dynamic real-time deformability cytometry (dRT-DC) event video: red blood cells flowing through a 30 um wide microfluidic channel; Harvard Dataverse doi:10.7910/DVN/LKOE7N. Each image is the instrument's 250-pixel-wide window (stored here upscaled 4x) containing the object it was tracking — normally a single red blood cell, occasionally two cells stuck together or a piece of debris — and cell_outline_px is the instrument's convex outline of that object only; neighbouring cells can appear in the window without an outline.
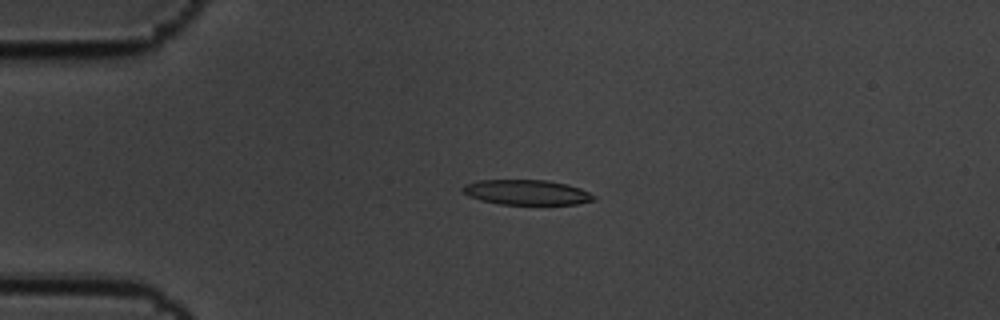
{"species": "common noctule bat (a hibernating species)", "species_latin": "Nyctalus noctula", "temperature_condition": "cold", "stored_images_in_passage": 6, "camera_frame_rate_fps": 3000, "um_per_image_px": 0.085, "animal": {"sex": "male", "body_mass_g": 19.5, "forearm_length_mm": 54.6}, "frame": {"image": 1, "passage_image": 4, "time_ms": 1.0, "image_size_px": [1000, 320], "cell_outline_px": [[596, 200], [576, 204], [500, 204], [480, 200], [468, 196], [460, 192], [460, 188], [464, 184], [476, 180], [548, 180], [568, 184], [580, 188], [596, 196]], "centroid_in_image_um": [44.72, 16.34], "position_along_channel_um": 40.3, "area_um2": 19.36}}
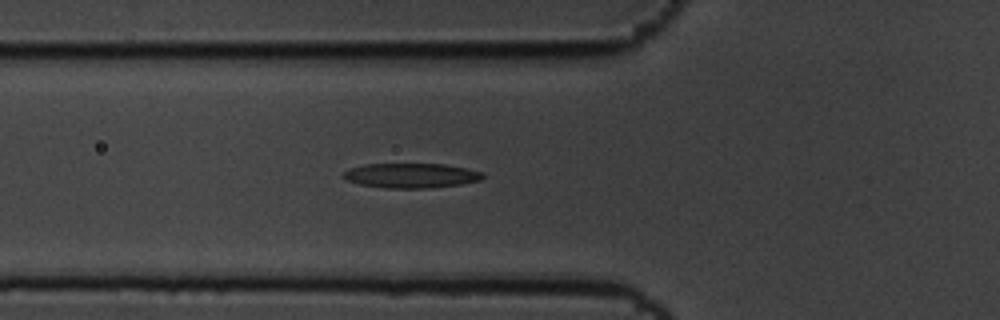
{"frame": {"image": 2, "passage_image": 6, "time_ms": 1.667, "image_size_px": [1000, 320], "cell_outline_px": [[484, 176], [480, 180], [460, 184], [428, 188], [388, 188], [360, 184], [348, 180], [340, 176], [348, 168], [364, 164], [444, 164], [484, 172]], "centroid_in_image_um": [34.92, 14.91], "position_along_channel_um": 90.9, "area_um2": 20.0}}